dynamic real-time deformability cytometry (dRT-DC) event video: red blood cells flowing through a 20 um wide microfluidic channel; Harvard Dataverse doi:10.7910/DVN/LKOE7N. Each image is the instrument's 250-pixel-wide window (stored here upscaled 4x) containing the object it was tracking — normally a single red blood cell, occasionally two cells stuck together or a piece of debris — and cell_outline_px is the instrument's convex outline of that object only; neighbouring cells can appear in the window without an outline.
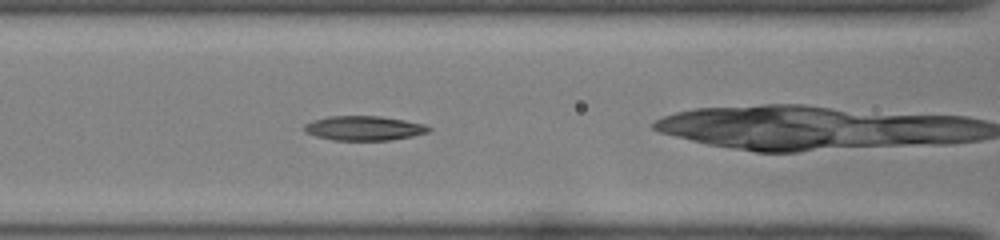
{"species": "common noctule bat (a hibernating species)", "species_latin": "Nyctalus noctula", "temperature_condition": "room temperature", "stored_images_in_passage": 38, "camera_frame_rate_fps": 3000, "um_per_image_px": 0.085, "animal": {"sex": "female", "body_mass_g": 22.0, "forearm_length_mm": 56.7}, "frame": {"image": 1, "passage_image": 12, "time_ms": 3.667, "image_size_px": [1000, 240], "cell_outline_px": [[432, 128], [428, 132], [412, 136], [388, 140], [332, 140], [316, 136], [308, 132], [304, 128], [304, 124], [312, 120], [328, 116], [380, 116], [404, 120], [424, 124]], "centroid_in_image_um": [30.94, 10.89], "position_along_channel_um": 135.7, "area_um2": 17.63}}
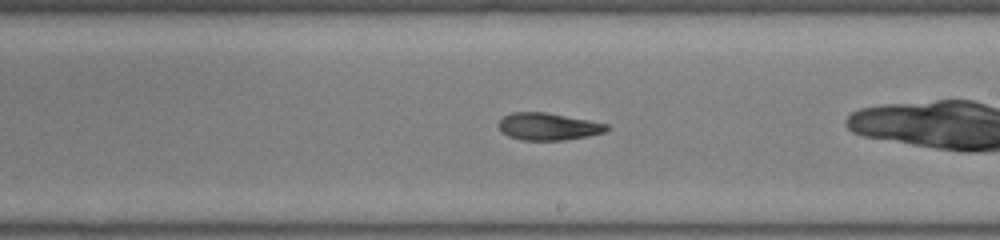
{"frame": {"image": 2, "passage_image": 20, "time_ms": 6.333, "image_size_px": [1000, 240], "cell_outline_px": [[608, 128], [604, 132], [588, 136], [564, 140], [520, 140], [508, 136], [500, 128], [500, 120], [504, 116], [512, 112], [544, 112], [588, 120], [608, 124]], "centroid_in_image_um": [46.6, 10.76], "position_along_channel_um": 242.4, "area_um2": 16.88}}
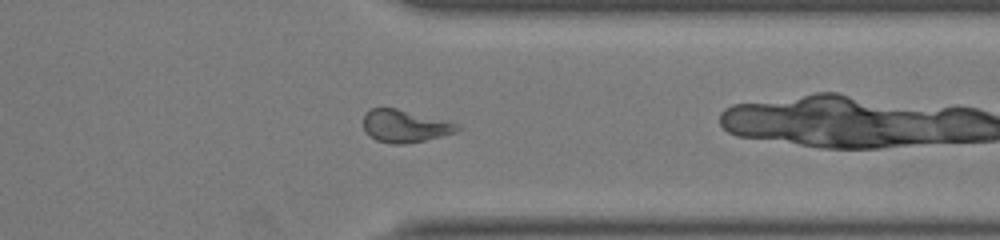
{"frame": {"image": 3, "passage_image": 30, "time_ms": 9.667, "image_size_px": [1000, 240], "cell_outline_px": [[464, 128], [456, 132], [424, 140], [404, 144], [392, 144], [376, 140], [364, 132], [364, 112], [368, 108], [396, 108], [456, 124]], "centroid_in_image_um": [34.35, 10.72], "position_along_channel_um": 377.1, "area_um2": 17.57}}